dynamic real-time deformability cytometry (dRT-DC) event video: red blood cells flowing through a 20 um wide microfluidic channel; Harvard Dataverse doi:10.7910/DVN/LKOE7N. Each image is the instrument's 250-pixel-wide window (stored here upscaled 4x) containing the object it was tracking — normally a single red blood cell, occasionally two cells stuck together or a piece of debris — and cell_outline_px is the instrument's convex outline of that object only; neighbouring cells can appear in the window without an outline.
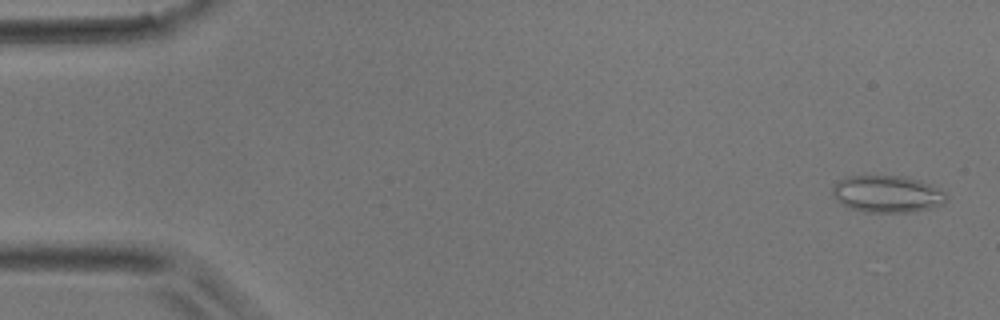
{"species": "common noctule bat (a hibernating species)", "species_latin": "Nyctalus noctula", "temperature_condition": "room temperature", "stored_images_in_passage": 5, "segment_of_instrument_passage": [1, 2], "camera_frame_rate_fps": 3000, "um_per_image_px": 0.085, "animal": {"sex": "male", "body_mass_g": 17.9}, "frame": {"image": 1, "passage_image": 1, "time_ms": 0.0, "image_size_px": [1000, 320], "cell_outline_px": [[944, 204], [932, 208], [912, 212], [864, 212], [848, 208], [840, 204], [836, 200], [832, 192], [832, 188], [840, 180], [848, 176], [900, 176], [920, 180], [944, 192]], "centroid_in_image_um": [75.37, 16.51], "position_along_channel_um": 9.6, "area_um2": 24.39}}
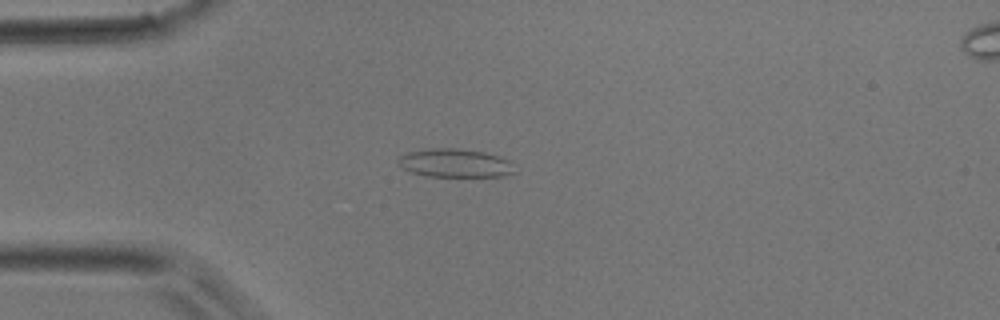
{"frame": {"image": 2, "passage_image": 4, "time_ms": 1.0, "image_size_px": [1000, 320], "cell_outline_px": [[516, 172], [504, 176], [424, 176], [412, 172], [404, 168], [396, 160], [400, 156], [408, 152], [424, 148], [460, 148], [484, 152], [500, 156], [508, 160]], "centroid_in_image_um": [38.67, 13.85], "position_along_channel_um": 46.3, "area_um2": 19.36}}